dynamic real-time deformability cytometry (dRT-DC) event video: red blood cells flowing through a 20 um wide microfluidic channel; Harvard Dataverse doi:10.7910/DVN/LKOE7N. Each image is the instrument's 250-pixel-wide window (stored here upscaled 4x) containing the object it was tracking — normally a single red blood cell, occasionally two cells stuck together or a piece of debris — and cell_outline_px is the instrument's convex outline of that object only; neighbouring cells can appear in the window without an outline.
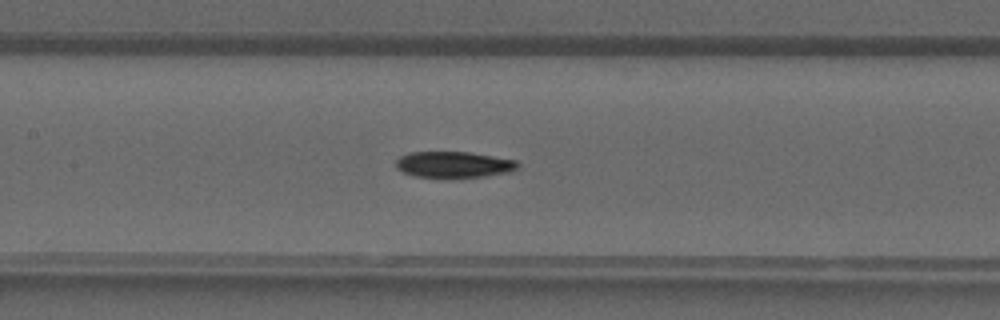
{"species": "common noctule bat (a hibernating species)", "species_latin": "Nyctalus noctula", "temperature_condition": "warm", "stored_images_in_passage": 35, "camera_frame_rate_fps": 3000, "um_per_image_px": 0.085, "animal": {"sex": "male", "forearm_length_mm": 52.5}, "frame": {"image": 1, "passage_image": 14, "time_ms": 4.333, "image_size_px": [1000, 320], "cell_outline_px": [[520, 168], [508, 172], [484, 176], [416, 176], [404, 172], [396, 168], [396, 160], [400, 156], [412, 152], [468, 152], [516, 160], [520, 164]], "centroid_in_image_um": [38.6, 13.96], "position_along_channel_um": 168.8, "area_um2": 18.09}}
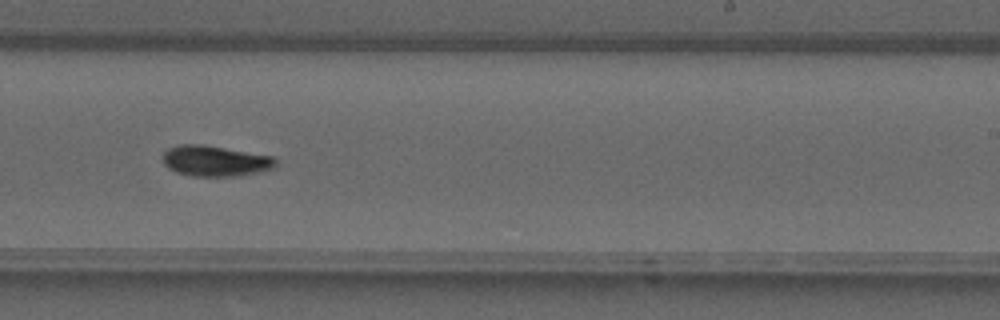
{"frame": {"image": 2, "passage_image": 20, "time_ms": 6.333, "image_size_px": [1000, 320], "cell_outline_px": [[276, 168], [260, 172], [240, 176], [192, 176], [176, 172], [168, 168], [164, 164], [164, 152], [168, 148], [180, 144], [200, 144], [272, 156], [276, 160]], "centroid_in_image_um": [18.31, 13.69], "position_along_channel_um": 270.7, "area_um2": 20.17}}
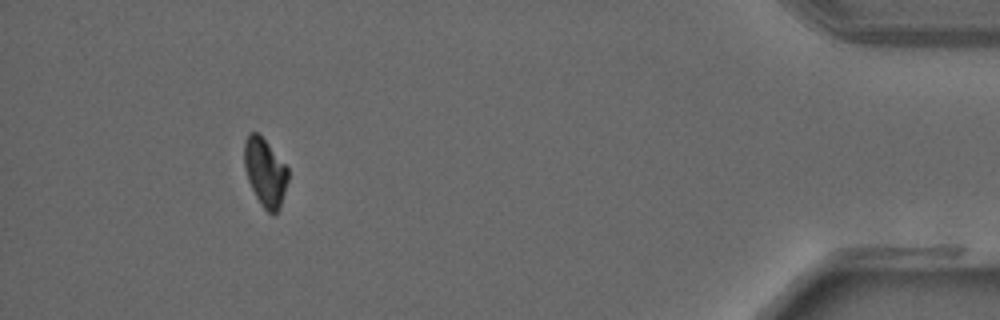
{"frame": {"image": 3, "passage_image": 32, "time_ms": 10.333, "image_size_px": [1000, 320], "cell_outline_px": [[288, 180], [280, 208], [276, 212], [268, 212], [264, 208], [256, 196], [248, 180], [244, 168], [244, 140], [248, 132], [256, 132], [268, 144], [288, 168]], "centroid_in_image_um": [22.52, 14.62], "position_along_channel_um": 412.7, "area_um2": 17.11}}